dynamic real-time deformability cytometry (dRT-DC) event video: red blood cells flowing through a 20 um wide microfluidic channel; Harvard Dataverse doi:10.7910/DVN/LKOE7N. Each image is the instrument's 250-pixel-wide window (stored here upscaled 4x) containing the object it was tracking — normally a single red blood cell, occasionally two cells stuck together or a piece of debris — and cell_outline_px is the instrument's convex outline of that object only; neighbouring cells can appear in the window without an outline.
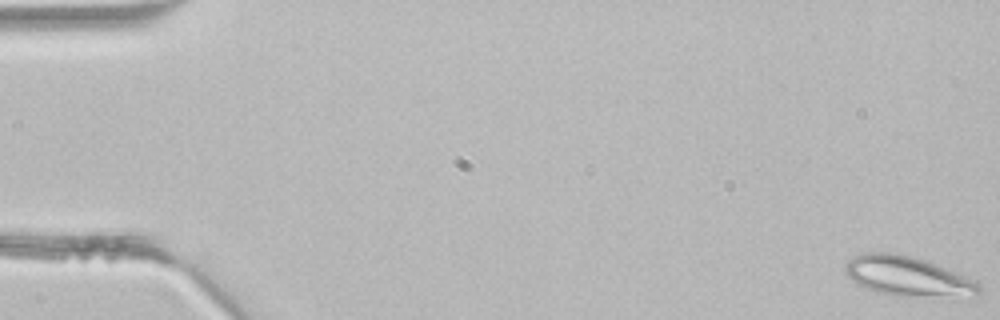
{"species": "common noctule bat (a hibernating species)", "species_latin": "Nyctalus noctula", "temperature_condition": "room temperature", "stored_images_in_passage": 3, "camera_frame_rate_fps": 3000, "um_per_image_px": 0.085, "animal": {"sex": "male", "body_mass_g": 21.5, "forearm_length_mm": 52.0}, "frame": {"image": 1, "passage_image": 3, "time_ms": 0.667, "image_size_px": [1000, 320], "cell_outline_px": [[980, 292], [976, 296], [956, 300], [952, 300], [900, 296], [876, 292], [852, 280], [844, 272], [844, 268], [848, 260], [856, 256], [868, 252], [888, 252], [908, 256], [924, 260], [936, 264], [976, 280], [980, 284]], "centroid_in_image_um": [77.29, 23.55], "position_along_channel_um": 7.7, "area_um2": 31.73}}